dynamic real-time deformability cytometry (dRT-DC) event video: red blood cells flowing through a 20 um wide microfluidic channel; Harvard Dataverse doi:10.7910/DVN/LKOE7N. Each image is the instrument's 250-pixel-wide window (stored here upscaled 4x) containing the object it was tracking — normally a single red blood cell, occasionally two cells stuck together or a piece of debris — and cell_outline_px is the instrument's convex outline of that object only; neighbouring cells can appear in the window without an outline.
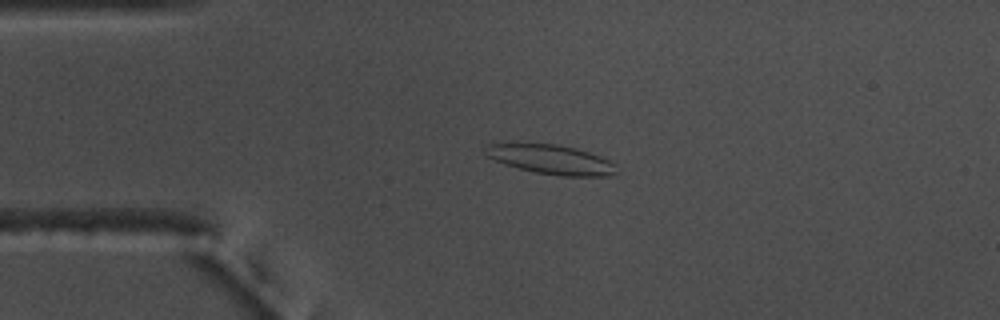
{"species": "common noctule bat (a hibernating species)", "species_latin": "Nyctalus noctula", "temperature_condition": "warm", "stored_images_in_passage": 45, "camera_frame_rate_fps": 3000, "um_per_image_px": 0.085, "animal": {"sex": "male", "body_mass_g": 17.5, "forearm_length_mm": 52.3}, "frame": {"image": 1, "passage_image": 2, "time_ms": 0.333, "image_size_px": [1000, 320], "cell_outline_px": [[616, 172], [608, 176], [560, 176], [536, 172], [504, 164], [484, 156], [484, 152], [488, 144], [512, 140], [556, 144], [576, 148], [600, 156], [616, 164]], "centroid_in_image_um": [46.73, 13.5], "position_along_channel_um": 38.3, "area_um2": 23.24}}
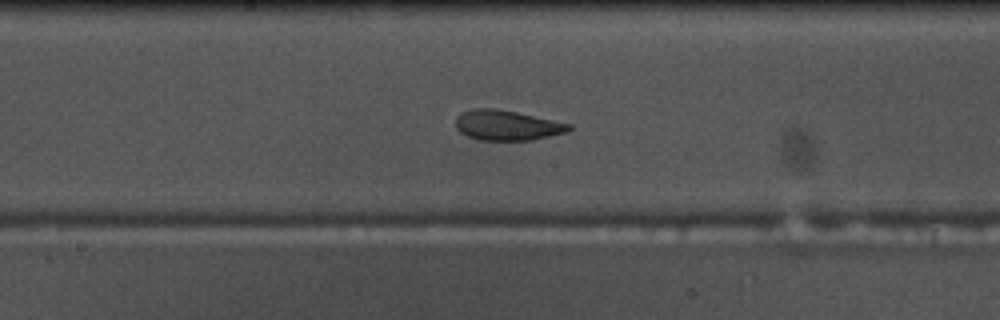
{"frame": {"image": 2, "passage_image": 18, "time_ms": 5.667, "image_size_px": [1000, 320], "cell_outline_px": [[572, 128], [568, 132], [532, 140], [480, 140], [468, 136], [460, 132], [456, 128], [456, 116], [460, 112], [472, 108], [496, 108], [516, 112], [572, 124]], "centroid_in_image_um": [43.08, 10.64], "position_along_channel_um": 205.1, "area_um2": 20.0}}
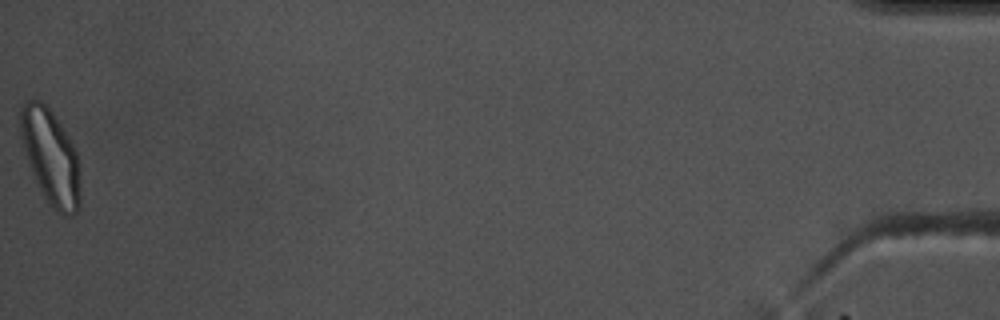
{"frame": {"image": 3, "passage_image": 45, "time_ms": 14.667, "image_size_px": [1000, 320], "cell_outline_px": [[80, 208], [72, 216], [64, 216], [56, 212], [44, 196], [32, 172], [20, 136], [20, 108], [24, 100], [32, 96], [40, 100], [52, 112], [68, 136], [76, 152], [80, 168]], "centroid_in_image_um": [4.31, 13.32], "position_along_channel_um": 430.9, "area_um2": 33.29}, "authors_computed_cell_mechanics": {"area_um2": 20.6924, "velocity_mm_per_s": 3.6649, "shape_relaxation_time_tau1_ms": 10.0462, "shape_relaxation_time_tau2_ms": 1.9899, "deformation_change_tau1": 0.2101, "deformation_change_tau2": 0.0912}}